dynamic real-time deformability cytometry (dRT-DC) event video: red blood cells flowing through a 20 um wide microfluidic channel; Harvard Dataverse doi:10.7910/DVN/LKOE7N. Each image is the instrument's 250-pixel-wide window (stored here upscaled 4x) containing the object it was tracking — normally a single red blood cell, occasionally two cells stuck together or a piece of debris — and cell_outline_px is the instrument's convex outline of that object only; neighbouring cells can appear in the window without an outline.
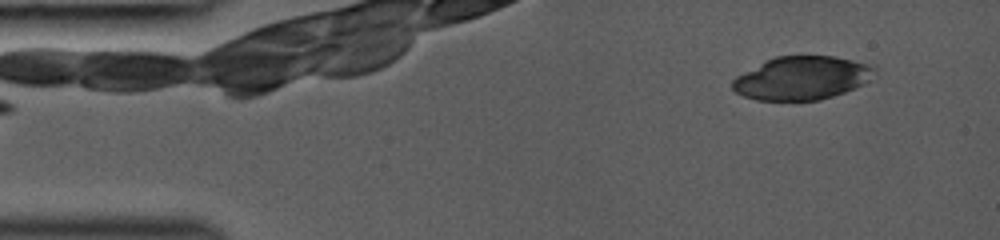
{"species": "common noctule bat (a hibernating species)", "species_latin": "Nyctalus noctula", "temperature_condition": "room temperature", "stored_images_in_passage": 40, "camera_frame_rate_fps": 3000, "um_per_image_px": 0.085, "animal": {"sex": "female", "body_mass_g": 19.0, "forearm_length_mm": 53.3}, "frame": {"image": 1, "passage_image": 2, "time_ms": 0.333, "image_size_px": [1000, 240], "cell_outline_px": [[876, 68], [868, 80], [864, 84], [844, 92], [820, 100], [756, 100], [744, 96], [736, 92], [732, 88], [732, 80], [736, 76], [776, 56], [832, 56], [876, 64]], "centroid_in_image_um": [68.19, 6.63], "position_along_channel_um": 16.8, "area_um2": 35.72}}